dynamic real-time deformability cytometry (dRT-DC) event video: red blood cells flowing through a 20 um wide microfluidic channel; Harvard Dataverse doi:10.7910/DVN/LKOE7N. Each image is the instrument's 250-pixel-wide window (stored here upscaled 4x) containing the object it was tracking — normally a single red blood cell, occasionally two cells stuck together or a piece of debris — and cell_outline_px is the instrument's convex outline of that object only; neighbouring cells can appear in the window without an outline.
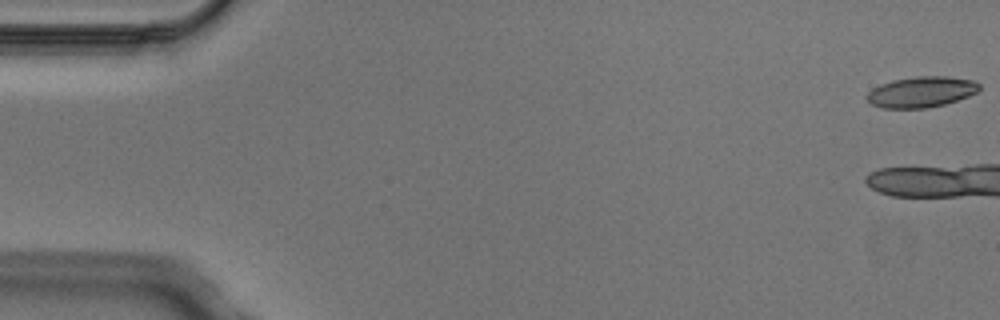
{"species": "Egyptian fruit bat (a non-hibernating species)", "species_latin": "Rousettus aegyptiacus", "temperature_condition": "cold", "stored_images_in_passage": 4, "camera_frame_rate_fps": 3000, "um_per_image_px": 0.085, "animal": {"sex": "male"}, "frame": {"image": 1, "passage_image": 1, "time_ms": 0.0, "image_size_px": [1000, 320], "cell_outline_px": [[980, 88], [976, 92], [968, 96], [944, 104], [928, 108], [884, 108], [872, 104], [864, 96], [872, 88], [880, 84], [892, 80], [916, 76], [948, 76], [972, 80], [980, 84]], "centroid_in_image_um": [78.29, 7.81], "position_along_channel_um": 6.7, "area_um2": 20.17}}